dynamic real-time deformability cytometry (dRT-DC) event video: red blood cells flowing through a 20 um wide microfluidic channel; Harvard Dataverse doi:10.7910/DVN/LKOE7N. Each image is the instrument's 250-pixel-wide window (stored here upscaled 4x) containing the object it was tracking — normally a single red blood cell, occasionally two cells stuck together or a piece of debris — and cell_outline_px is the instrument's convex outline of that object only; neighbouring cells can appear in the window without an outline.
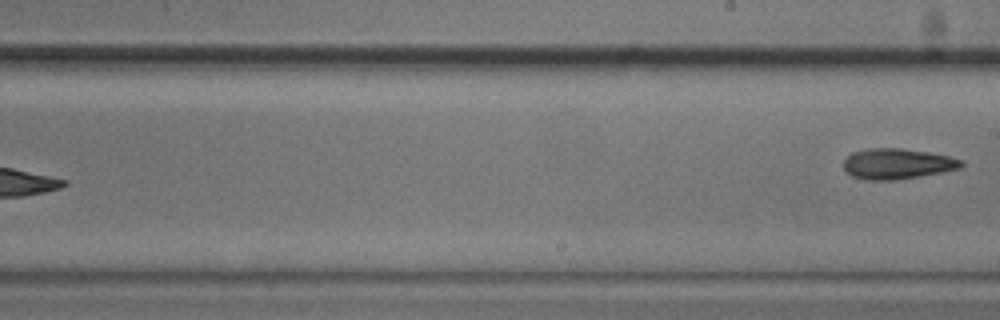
{"species": "common noctule bat (a hibernating species)", "species_latin": "Nyctalus noctula", "temperature_condition": "cold", "stored_images_in_passage": 10, "segment_of_instrument_passage": [2, 2], "camera_frame_rate_fps": 3000, "um_per_image_px": 0.085, "animal": {"sex": "male", "body_mass_g": 20.5, "forearm_length_mm": 52.5}, "frame": {"image": 1, "passage_image": 10, "time_ms": 10.667, "image_size_px": [1000, 320], "cell_outline_px": [[964, 164], [960, 168], [920, 176], [896, 180], [864, 180], [852, 176], [844, 168], [844, 160], [852, 152], [868, 148], [900, 148], [928, 152], [948, 156], [964, 160]], "centroid_in_image_um": [76.26, 13.92], "position_along_channel_um": 212.7, "area_um2": 20.92}}